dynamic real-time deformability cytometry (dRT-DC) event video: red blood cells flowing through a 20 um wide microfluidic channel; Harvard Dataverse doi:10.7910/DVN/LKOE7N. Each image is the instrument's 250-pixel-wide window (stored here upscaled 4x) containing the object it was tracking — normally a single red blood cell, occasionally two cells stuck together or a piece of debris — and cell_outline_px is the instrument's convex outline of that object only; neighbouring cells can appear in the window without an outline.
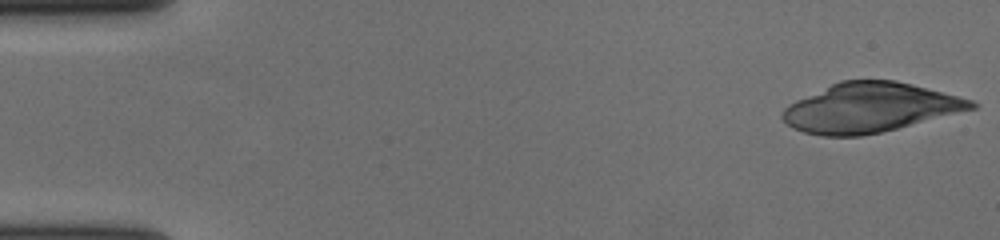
{"species": "human", "species_latin": "Homo sapiens", "temperature_condition": "cold", "stored_images_in_passage": 56, "camera_frame_rate_fps": 3000, "um_per_image_px": 0.085, "donor": {"sex": "female"}, "frame": {"image": 1, "passage_image": 1, "time_ms": 0.0, "image_size_px": [1000, 240], "cell_outline_px": [[980, 104], [976, 108], [880, 132], [860, 136], [820, 136], [804, 132], [792, 128], [780, 116], [784, 108], [788, 104], [796, 100], [840, 80], [896, 80], [912, 84], [972, 100]], "centroid_in_image_um": [73.91, 9.15], "position_along_channel_um": 11.1, "area_um2": 53.87}}
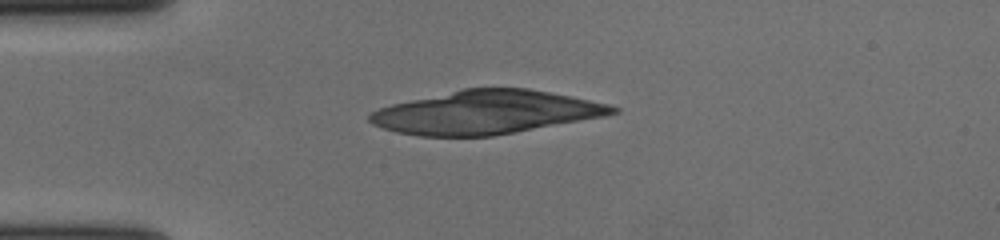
{"frame": {"image": 2, "passage_image": 14, "time_ms": 4.333, "image_size_px": [1000, 240], "cell_outline_px": [[620, 112], [604, 116], [492, 136], [420, 136], [396, 132], [372, 124], [368, 120], [368, 116], [372, 112], [380, 108], [392, 104], [464, 88], [528, 88], [572, 96], [608, 104], [620, 108]], "centroid_in_image_um": [41.31, 9.54], "position_along_channel_um": 43.7, "area_um2": 60.92}}